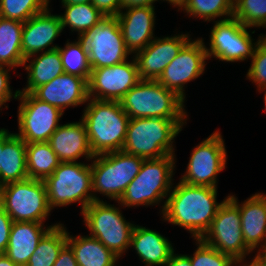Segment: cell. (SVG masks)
<instances>
[{
	"label": "cell",
	"instance_id": "cell-1",
	"mask_svg": "<svg viewBox=\"0 0 266 266\" xmlns=\"http://www.w3.org/2000/svg\"><path fill=\"white\" fill-rule=\"evenodd\" d=\"M217 192V188L179 181L162 205V217L164 221L187 229L194 240L201 239L222 204L216 201Z\"/></svg>",
	"mask_w": 266,
	"mask_h": 266
},
{
	"label": "cell",
	"instance_id": "cell-2",
	"mask_svg": "<svg viewBox=\"0 0 266 266\" xmlns=\"http://www.w3.org/2000/svg\"><path fill=\"white\" fill-rule=\"evenodd\" d=\"M81 117L94 155L121 151L130 117L120 101L89 98Z\"/></svg>",
	"mask_w": 266,
	"mask_h": 266
},
{
	"label": "cell",
	"instance_id": "cell-3",
	"mask_svg": "<svg viewBox=\"0 0 266 266\" xmlns=\"http://www.w3.org/2000/svg\"><path fill=\"white\" fill-rule=\"evenodd\" d=\"M187 119L131 118L122 151L144 160L175 155L174 138Z\"/></svg>",
	"mask_w": 266,
	"mask_h": 266
},
{
	"label": "cell",
	"instance_id": "cell-4",
	"mask_svg": "<svg viewBox=\"0 0 266 266\" xmlns=\"http://www.w3.org/2000/svg\"><path fill=\"white\" fill-rule=\"evenodd\" d=\"M184 100L157 80H140L120 100L131 118L187 119Z\"/></svg>",
	"mask_w": 266,
	"mask_h": 266
},
{
	"label": "cell",
	"instance_id": "cell-5",
	"mask_svg": "<svg viewBox=\"0 0 266 266\" xmlns=\"http://www.w3.org/2000/svg\"><path fill=\"white\" fill-rule=\"evenodd\" d=\"M174 161L175 155L143 160L140 172L118 201L121 207L159 204L172 189Z\"/></svg>",
	"mask_w": 266,
	"mask_h": 266
},
{
	"label": "cell",
	"instance_id": "cell-6",
	"mask_svg": "<svg viewBox=\"0 0 266 266\" xmlns=\"http://www.w3.org/2000/svg\"><path fill=\"white\" fill-rule=\"evenodd\" d=\"M93 159L91 161L93 200L100 201L95 194L99 192L117 202L140 172L144 160L122 150L94 155Z\"/></svg>",
	"mask_w": 266,
	"mask_h": 266
},
{
	"label": "cell",
	"instance_id": "cell-7",
	"mask_svg": "<svg viewBox=\"0 0 266 266\" xmlns=\"http://www.w3.org/2000/svg\"><path fill=\"white\" fill-rule=\"evenodd\" d=\"M44 183L50 209L79 202L83 211L93 200L91 164L60 162Z\"/></svg>",
	"mask_w": 266,
	"mask_h": 266
},
{
	"label": "cell",
	"instance_id": "cell-8",
	"mask_svg": "<svg viewBox=\"0 0 266 266\" xmlns=\"http://www.w3.org/2000/svg\"><path fill=\"white\" fill-rule=\"evenodd\" d=\"M81 214L90 230V236L97 238L117 257H122L131 247V236L135 224L127 222L119 207L103 200L93 201Z\"/></svg>",
	"mask_w": 266,
	"mask_h": 266
},
{
	"label": "cell",
	"instance_id": "cell-9",
	"mask_svg": "<svg viewBox=\"0 0 266 266\" xmlns=\"http://www.w3.org/2000/svg\"><path fill=\"white\" fill-rule=\"evenodd\" d=\"M0 205L13 222L43 223L51 212L44 180L30 178L3 185Z\"/></svg>",
	"mask_w": 266,
	"mask_h": 266
},
{
	"label": "cell",
	"instance_id": "cell-10",
	"mask_svg": "<svg viewBox=\"0 0 266 266\" xmlns=\"http://www.w3.org/2000/svg\"><path fill=\"white\" fill-rule=\"evenodd\" d=\"M80 38L88 53L91 69L113 66L126 61L131 54L125 47L116 17H105Z\"/></svg>",
	"mask_w": 266,
	"mask_h": 266
},
{
	"label": "cell",
	"instance_id": "cell-11",
	"mask_svg": "<svg viewBox=\"0 0 266 266\" xmlns=\"http://www.w3.org/2000/svg\"><path fill=\"white\" fill-rule=\"evenodd\" d=\"M214 23L210 32V48L205 47L208 59L215 57L219 61L242 62L252 58L259 38L253 43L248 27L234 17Z\"/></svg>",
	"mask_w": 266,
	"mask_h": 266
},
{
	"label": "cell",
	"instance_id": "cell-12",
	"mask_svg": "<svg viewBox=\"0 0 266 266\" xmlns=\"http://www.w3.org/2000/svg\"><path fill=\"white\" fill-rule=\"evenodd\" d=\"M201 240L234 259L246 257L252 253L244 243L239 207L228 196L222 201L208 231Z\"/></svg>",
	"mask_w": 266,
	"mask_h": 266
},
{
	"label": "cell",
	"instance_id": "cell-13",
	"mask_svg": "<svg viewBox=\"0 0 266 266\" xmlns=\"http://www.w3.org/2000/svg\"><path fill=\"white\" fill-rule=\"evenodd\" d=\"M18 129L15 133L26 143L48 142L60 126L64 114L58 108L37 99L32 93H19Z\"/></svg>",
	"mask_w": 266,
	"mask_h": 266
},
{
	"label": "cell",
	"instance_id": "cell-14",
	"mask_svg": "<svg viewBox=\"0 0 266 266\" xmlns=\"http://www.w3.org/2000/svg\"><path fill=\"white\" fill-rule=\"evenodd\" d=\"M227 151L221 133L214 131L191 153L180 181L189 185L217 188V175L226 168Z\"/></svg>",
	"mask_w": 266,
	"mask_h": 266
},
{
	"label": "cell",
	"instance_id": "cell-15",
	"mask_svg": "<svg viewBox=\"0 0 266 266\" xmlns=\"http://www.w3.org/2000/svg\"><path fill=\"white\" fill-rule=\"evenodd\" d=\"M205 47L202 38L194 41L190 39L166 66L157 81L185 101V84L195 80L205 71V60H208Z\"/></svg>",
	"mask_w": 266,
	"mask_h": 266
},
{
	"label": "cell",
	"instance_id": "cell-16",
	"mask_svg": "<svg viewBox=\"0 0 266 266\" xmlns=\"http://www.w3.org/2000/svg\"><path fill=\"white\" fill-rule=\"evenodd\" d=\"M133 60L123 61L110 67L91 69L88 80L89 98L120 101L141 79L137 64Z\"/></svg>",
	"mask_w": 266,
	"mask_h": 266
},
{
	"label": "cell",
	"instance_id": "cell-17",
	"mask_svg": "<svg viewBox=\"0 0 266 266\" xmlns=\"http://www.w3.org/2000/svg\"><path fill=\"white\" fill-rule=\"evenodd\" d=\"M189 34L154 38L143 50L133 57L141 80H157L167 65L178 55L182 47L191 39Z\"/></svg>",
	"mask_w": 266,
	"mask_h": 266
},
{
	"label": "cell",
	"instance_id": "cell-18",
	"mask_svg": "<svg viewBox=\"0 0 266 266\" xmlns=\"http://www.w3.org/2000/svg\"><path fill=\"white\" fill-rule=\"evenodd\" d=\"M62 31L60 16L51 14L49 7L32 16L23 24L21 42L23 58L31 59L39 52L57 49L59 46L53 45V42Z\"/></svg>",
	"mask_w": 266,
	"mask_h": 266
},
{
	"label": "cell",
	"instance_id": "cell-19",
	"mask_svg": "<svg viewBox=\"0 0 266 266\" xmlns=\"http://www.w3.org/2000/svg\"><path fill=\"white\" fill-rule=\"evenodd\" d=\"M32 94L64 113L68 107L87 103L88 81L77 75L63 73L47 84L37 87Z\"/></svg>",
	"mask_w": 266,
	"mask_h": 266
},
{
	"label": "cell",
	"instance_id": "cell-20",
	"mask_svg": "<svg viewBox=\"0 0 266 266\" xmlns=\"http://www.w3.org/2000/svg\"><path fill=\"white\" fill-rule=\"evenodd\" d=\"M121 11L116 19L122 31L125 47L132 54L143 50L154 40L155 8L134 7Z\"/></svg>",
	"mask_w": 266,
	"mask_h": 266
},
{
	"label": "cell",
	"instance_id": "cell-21",
	"mask_svg": "<svg viewBox=\"0 0 266 266\" xmlns=\"http://www.w3.org/2000/svg\"><path fill=\"white\" fill-rule=\"evenodd\" d=\"M228 197L239 207L244 243L252 252L258 248L260 253L266 246V194L255 193L242 204L235 195Z\"/></svg>",
	"mask_w": 266,
	"mask_h": 266
},
{
	"label": "cell",
	"instance_id": "cell-22",
	"mask_svg": "<svg viewBox=\"0 0 266 266\" xmlns=\"http://www.w3.org/2000/svg\"><path fill=\"white\" fill-rule=\"evenodd\" d=\"M60 162H76L80 157L93 159L83 121L60 125L48 141Z\"/></svg>",
	"mask_w": 266,
	"mask_h": 266
},
{
	"label": "cell",
	"instance_id": "cell-23",
	"mask_svg": "<svg viewBox=\"0 0 266 266\" xmlns=\"http://www.w3.org/2000/svg\"><path fill=\"white\" fill-rule=\"evenodd\" d=\"M60 223L45 228L44 223L13 222L5 255L18 266H26L42 237Z\"/></svg>",
	"mask_w": 266,
	"mask_h": 266
},
{
	"label": "cell",
	"instance_id": "cell-24",
	"mask_svg": "<svg viewBox=\"0 0 266 266\" xmlns=\"http://www.w3.org/2000/svg\"><path fill=\"white\" fill-rule=\"evenodd\" d=\"M146 266H164L174 253L171 242L159 232L135 225L131 243Z\"/></svg>",
	"mask_w": 266,
	"mask_h": 266
},
{
	"label": "cell",
	"instance_id": "cell-25",
	"mask_svg": "<svg viewBox=\"0 0 266 266\" xmlns=\"http://www.w3.org/2000/svg\"><path fill=\"white\" fill-rule=\"evenodd\" d=\"M28 179L26 167V142L15 133L3 129L0 184Z\"/></svg>",
	"mask_w": 266,
	"mask_h": 266
},
{
	"label": "cell",
	"instance_id": "cell-26",
	"mask_svg": "<svg viewBox=\"0 0 266 266\" xmlns=\"http://www.w3.org/2000/svg\"><path fill=\"white\" fill-rule=\"evenodd\" d=\"M29 64L26 66V63ZM23 66L27 70V86L19 93H32L37 87L47 84L64 73L62 60L58 48L37 53L36 58L24 60Z\"/></svg>",
	"mask_w": 266,
	"mask_h": 266
},
{
	"label": "cell",
	"instance_id": "cell-27",
	"mask_svg": "<svg viewBox=\"0 0 266 266\" xmlns=\"http://www.w3.org/2000/svg\"><path fill=\"white\" fill-rule=\"evenodd\" d=\"M67 244L73 250L78 266H115L119 259L92 236L74 237L68 233Z\"/></svg>",
	"mask_w": 266,
	"mask_h": 266
},
{
	"label": "cell",
	"instance_id": "cell-28",
	"mask_svg": "<svg viewBox=\"0 0 266 266\" xmlns=\"http://www.w3.org/2000/svg\"><path fill=\"white\" fill-rule=\"evenodd\" d=\"M24 22L0 17V64L10 68L23 66L21 49Z\"/></svg>",
	"mask_w": 266,
	"mask_h": 266
},
{
	"label": "cell",
	"instance_id": "cell-29",
	"mask_svg": "<svg viewBox=\"0 0 266 266\" xmlns=\"http://www.w3.org/2000/svg\"><path fill=\"white\" fill-rule=\"evenodd\" d=\"M59 164L57 154L48 142L26 143L28 178L45 180Z\"/></svg>",
	"mask_w": 266,
	"mask_h": 266
},
{
	"label": "cell",
	"instance_id": "cell-30",
	"mask_svg": "<svg viewBox=\"0 0 266 266\" xmlns=\"http://www.w3.org/2000/svg\"><path fill=\"white\" fill-rule=\"evenodd\" d=\"M59 224L52 227L39 241L26 266H53L59 252L67 244L68 231Z\"/></svg>",
	"mask_w": 266,
	"mask_h": 266
},
{
	"label": "cell",
	"instance_id": "cell-31",
	"mask_svg": "<svg viewBox=\"0 0 266 266\" xmlns=\"http://www.w3.org/2000/svg\"><path fill=\"white\" fill-rule=\"evenodd\" d=\"M62 6L65 8L64 14L59 15L62 29L68 26L72 32H78L79 38L105 18L92 3Z\"/></svg>",
	"mask_w": 266,
	"mask_h": 266
},
{
	"label": "cell",
	"instance_id": "cell-32",
	"mask_svg": "<svg viewBox=\"0 0 266 266\" xmlns=\"http://www.w3.org/2000/svg\"><path fill=\"white\" fill-rule=\"evenodd\" d=\"M179 10L185 11L190 17H199L208 22L218 17L226 20L233 17L234 0H184Z\"/></svg>",
	"mask_w": 266,
	"mask_h": 266
},
{
	"label": "cell",
	"instance_id": "cell-33",
	"mask_svg": "<svg viewBox=\"0 0 266 266\" xmlns=\"http://www.w3.org/2000/svg\"><path fill=\"white\" fill-rule=\"evenodd\" d=\"M64 73L77 75L89 80L91 67L89 65L88 53L81 38L77 41L65 44V47H58Z\"/></svg>",
	"mask_w": 266,
	"mask_h": 266
},
{
	"label": "cell",
	"instance_id": "cell-34",
	"mask_svg": "<svg viewBox=\"0 0 266 266\" xmlns=\"http://www.w3.org/2000/svg\"><path fill=\"white\" fill-rule=\"evenodd\" d=\"M50 0H0V17L26 22L48 8Z\"/></svg>",
	"mask_w": 266,
	"mask_h": 266
},
{
	"label": "cell",
	"instance_id": "cell-35",
	"mask_svg": "<svg viewBox=\"0 0 266 266\" xmlns=\"http://www.w3.org/2000/svg\"><path fill=\"white\" fill-rule=\"evenodd\" d=\"M233 17L248 28L266 25V0H234Z\"/></svg>",
	"mask_w": 266,
	"mask_h": 266
},
{
	"label": "cell",
	"instance_id": "cell-36",
	"mask_svg": "<svg viewBox=\"0 0 266 266\" xmlns=\"http://www.w3.org/2000/svg\"><path fill=\"white\" fill-rule=\"evenodd\" d=\"M196 245L198 247L193 256L186 255L192 266H233L235 259L232 256L221 253L205 244L201 239H196Z\"/></svg>",
	"mask_w": 266,
	"mask_h": 266
},
{
	"label": "cell",
	"instance_id": "cell-37",
	"mask_svg": "<svg viewBox=\"0 0 266 266\" xmlns=\"http://www.w3.org/2000/svg\"><path fill=\"white\" fill-rule=\"evenodd\" d=\"M251 60L246 78L254 82L259 91L266 87V48L260 43L257 44Z\"/></svg>",
	"mask_w": 266,
	"mask_h": 266
},
{
	"label": "cell",
	"instance_id": "cell-38",
	"mask_svg": "<svg viewBox=\"0 0 266 266\" xmlns=\"http://www.w3.org/2000/svg\"><path fill=\"white\" fill-rule=\"evenodd\" d=\"M12 68L0 64V108L6 104V102L10 101L13 98L17 99L19 95V90H16L14 94H12V90L10 88V70Z\"/></svg>",
	"mask_w": 266,
	"mask_h": 266
},
{
	"label": "cell",
	"instance_id": "cell-39",
	"mask_svg": "<svg viewBox=\"0 0 266 266\" xmlns=\"http://www.w3.org/2000/svg\"><path fill=\"white\" fill-rule=\"evenodd\" d=\"M13 220L0 205V254H5Z\"/></svg>",
	"mask_w": 266,
	"mask_h": 266
},
{
	"label": "cell",
	"instance_id": "cell-40",
	"mask_svg": "<svg viewBox=\"0 0 266 266\" xmlns=\"http://www.w3.org/2000/svg\"><path fill=\"white\" fill-rule=\"evenodd\" d=\"M92 4L105 17H116L119 14V0H92Z\"/></svg>",
	"mask_w": 266,
	"mask_h": 266
},
{
	"label": "cell",
	"instance_id": "cell-41",
	"mask_svg": "<svg viewBox=\"0 0 266 266\" xmlns=\"http://www.w3.org/2000/svg\"><path fill=\"white\" fill-rule=\"evenodd\" d=\"M53 266H78L74 252L68 244L59 252L58 258Z\"/></svg>",
	"mask_w": 266,
	"mask_h": 266
},
{
	"label": "cell",
	"instance_id": "cell-42",
	"mask_svg": "<svg viewBox=\"0 0 266 266\" xmlns=\"http://www.w3.org/2000/svg\"><path fill=\"white\" fill-rule=\"evenodd\" d=\"M158 0H119V13L127 8L155 7L154 2Z\"/></svg>",
	"mask_w": 266,
	"mask_h": 266
},
{
	"label": "cell",
	"instance_id": "cell-43",
	"mask_svg": "<svg viewBox=\"0 0 266 266\" xmlns=\"http://www.w3.org/2000/svg\"><path fill=\"white\" fill-rule=\"evenodd\" d=\"M164 266H192V264L186 255L173 253Z\"/></svg>",
	"mask_w": 266,
	"mask_h": 266
},
{
	"label": "cell",
	"instance_id": "cell-44",
	"mask_svg": "<svg viewBox=\"0 0 266 266\" xmlns=\"http://www.w3.org/2000/svg\"><path fill=\"white\" fill-rule=\"evenodd\" d=\"M246 257L237 258L234 260L233 266H241L240 263H242V266H265V258L260 254L257 253L255 257L251 260L250 264H246L245 261ZM244 263V264H243Z\"/></svg>",
	"mask_w": 266,
	"mask_h": 266
},
{
	"label": "cell",
	"instance_id": "cell-45",
	"mask_svg": "<svg viewBox=\"0 0 266 266\" xmlns=\"http://www.w3.org/2000/svg\"><path fill=\"white\" fill-rule=\"evenodd\" d=\"M0 266H18L5 254H0Z\"/></svg>",
	"mask_w": 266,
	"mask_h": 266
},
{
	"label": "cell",
	"instance_id": "cell-46",
	"mask_svg": "<svg viewBox=\"0 0 266 266\" xmlns=\"http://www.w3.org/2000/svg\"><path fill=\"white\" fill-rule=\"evenodd\" d=\"M62 5H73L81 3H92V0H61Z\"/></svg>",
	"mask_w": 266,
	"mask_h": 266
},
{
	"label": "cell",
	"instance_id": "cell-47",
	"mask_svg": "<svg viewBox=\"0 0 266 266\" xmlns=\"http://www.w3.org/2000/svg\"><path fill=\"white\" fill-rule=\"evenodd\" d=\"M159 1V0H158ZM163 1H167L170 5H172L173 7H176L178 8V11L179 9L181 8V6L183 5L184 3V0H163Z\"/></svg>",
	"mask_w": 266,
	"mask_h": 266
},
{
	"label": "cell",
	"instance_id": "cell-48",
	"mask_svg": "<svg viewBox=\"0 0 266 266\" xmlns=\"http://www.w3.org/2000/svg\"><path fill=\"white\" fill-rule=\"evenodd\" d=\"M263 28H266V25L262 26ZM262 35V36H261ZM259 43L263 45L266 48V34H260L259 36Z\"/></svg>",
	"mask_w": 266,
	"mask_h": 266
},
{
	"label": "cell",
	"instance_id": "cell-49",
	"mask_svg": "<svg viewBox=\"0 0 266 266\" xmlns=\"http://www.w3.org/2000/svg\"><path fill=\"white\" fill-rule=\"evenodd\" d=\"M1 151H3V129L0 131V172H1Z\"/></svg>",
	"mask_w": 266,
	"mask_h": 266
},
{
	"label": "cell",
	"instance_id": "cell-50",
	"mask_svg": "<svg viewBox=\"0 0 266 266\" xmlns=\"http://www.w3.org/2000/svg\"><path fill=\"white\" fill-rule=\"evenodd\" d=\"M261 91H265V94H264V103H265V109H266V87L265 88H262V89H260L258 92H260L261 93ZM266 111V110H265Z\"/></svg>",
	"mask_w": 266,
	"mask_h": 266
},
{
	"label": "cell",
	"instance_id": "cell-51",
	"mask_svg": "<svg viewBox=\"0 0 266 266\" xmlns=\"http://www.w3.org/2000/svg\"><path fill=\"white\" fill-rule=\"evenodd\" d=\"M260 254L266 259V246H265V248L260 252Z\"/></svg>",
	"mask_w": 266,
	"mask_h": 266
},
{
	"label": "cell",
	"instance_id": "cell-52",
	"mask_svg": "<svg viewBox=\"0 0 266 266\" xmlns=\"http://www.w3.org/2000/svg\"><path fill=\"white\" fill-rule=\"evenodd\" d=\"M1 190H2V185L0 184V201H1Z\"/></svg>",
	"mask_w": 266,
	"mask_h": 266
}]
</instances>
